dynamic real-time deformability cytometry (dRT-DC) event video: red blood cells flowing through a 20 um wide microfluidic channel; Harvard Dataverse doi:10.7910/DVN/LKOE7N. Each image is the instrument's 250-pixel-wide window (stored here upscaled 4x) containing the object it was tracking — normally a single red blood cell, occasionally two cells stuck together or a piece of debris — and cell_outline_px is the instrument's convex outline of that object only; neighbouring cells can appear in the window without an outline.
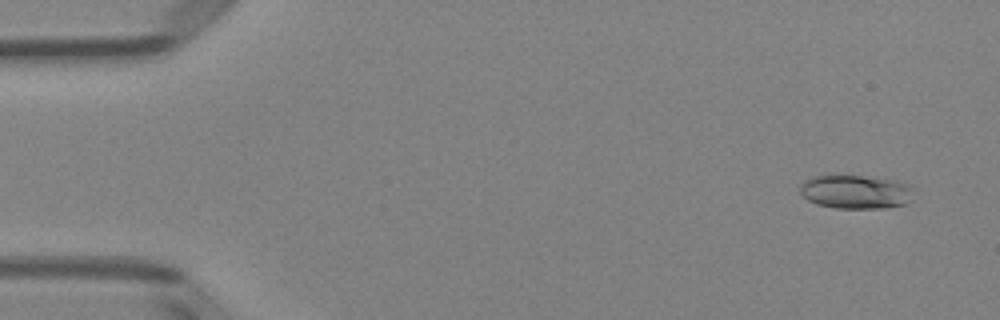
{"species": "Egyptian fruit bat (a non-hibernating species)", "species_latin": "Rousettus aegyptiacus", "temperature_condition": "room temperature", "stored_images_in_passage": 51, "camera_frame_rate_fps": 3000, "um_per_image_px": 0.085, "animal": {"sex": "female"}, "frame": {"image": 1, "passage_image": 3, "time_ms": 0.667, "image_size_px": [1000, 320], "cell_outline_px": [[912, 188], [908, 200], [904, 204], [884, 208], [836, 208], [816, 204], [808, 200], [800, 192], [800, 184], [804, 180], [812, 176], [864, 176], [896, 180], [908, 184]], "centroid_in_image_um": [72.68, 16.3], "position_along_channel_um": 12.3, "area_um2": 22.14}}
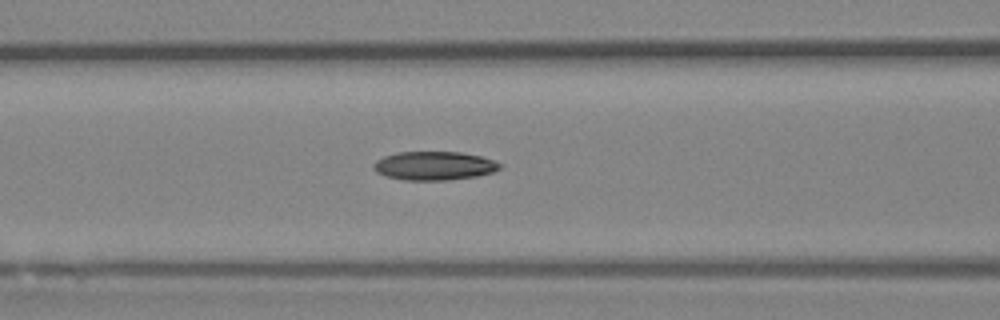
{"frame": {"image": 2, "passage_image": 21, "time_ms": 6.667, "image_size_px": [1000, 320], "cell_outline_px": [[504, 164], [500, 168], [492, 172], [476, 176], [448, 180], [404, 180], [384, 176], [376, 172], [372, 168], [372, 164], [376, 160], [384, 156], [396, 152], [460, 152], [480, 156]], "centroid_in_image_um": [36.86, 14.09], "position_along_channel_um": 129.7, "area_um2": 21.21}}
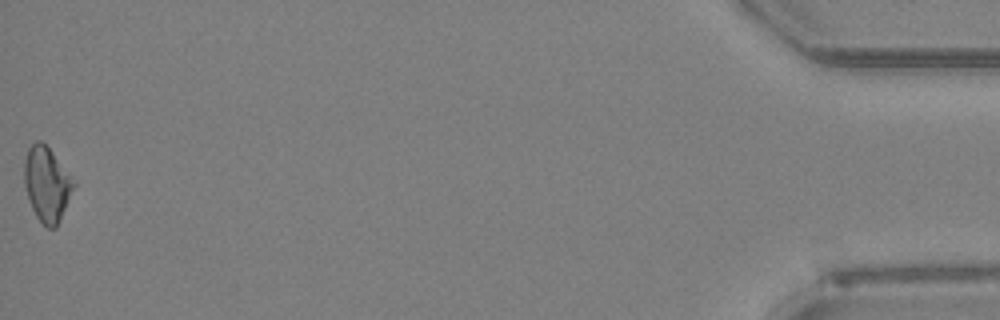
{"frame": {"image": 3, "passage_image": 51, "time_ms": 16.667, "image_size_px": [1000, 320], "cell_outline_px": [[76, 184], [60, 220], [56, 228], [48, 228], [36, 216], [32, 208], [24, 184], [24, 160], [28, 148], [36, 140], [40, 140], [52, 152], [76, 180]], "centroid_in_image_um": [4.0, 15.64], "position_along_channel_um": 431.2, "area_um2": 21.44}, "authors_computed_cell_mechanics": {"area_um2": 21.097, "velocity_mm_per_s": 3.9959, "shape_relaxation_time_tau1_ms": 3.8934, "shape_relaxation_time_tau2_ms": null, "deformation_change_tau1": 0.1453, "deformation_change_tau2": null}}